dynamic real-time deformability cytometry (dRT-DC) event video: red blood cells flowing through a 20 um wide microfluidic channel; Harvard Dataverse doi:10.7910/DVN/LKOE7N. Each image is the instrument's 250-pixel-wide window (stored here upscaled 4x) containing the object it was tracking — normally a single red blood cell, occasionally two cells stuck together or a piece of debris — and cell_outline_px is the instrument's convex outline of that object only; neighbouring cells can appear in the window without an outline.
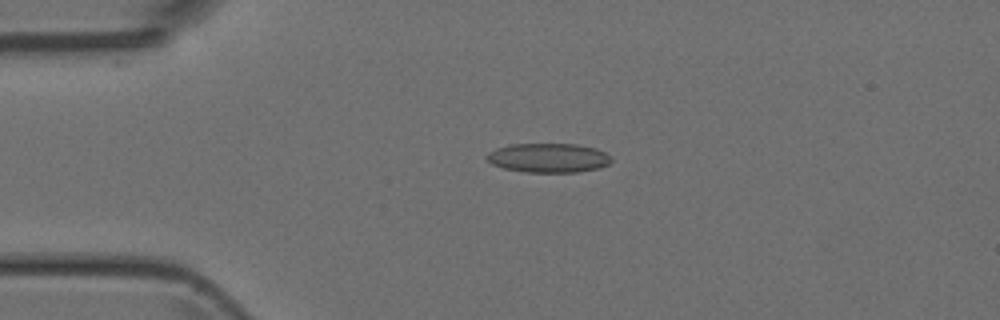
{"species": "Egyptian fruit bat (a non-hibernating species)", "species_latin": "Rousettus aegyptiacus", "temperature_condition": "room temperature", "stored_images_in_passage": 5, "camera_frame_rate_fps": 3000, "um_per_image_px": 0.085, "animal": {"sex": "female"}, "frame": {"image": 1, "passage_image": 4, "time_ms": 3.667, "image_size_px": [1000, 320], "cell_outline_px": [[612, 160], [608, 164], [600, 168], [576, 172], [524, 172], [504, 168], [492, 164], [488, 160], [488, 152], [496, 148], [508, 144], [576, 144], [596, 148], [612, 156]], "centroid_in_image_um": [46.64, 13.41], "position_along_channel_um": 38.4, "area_um2": 21.27}}